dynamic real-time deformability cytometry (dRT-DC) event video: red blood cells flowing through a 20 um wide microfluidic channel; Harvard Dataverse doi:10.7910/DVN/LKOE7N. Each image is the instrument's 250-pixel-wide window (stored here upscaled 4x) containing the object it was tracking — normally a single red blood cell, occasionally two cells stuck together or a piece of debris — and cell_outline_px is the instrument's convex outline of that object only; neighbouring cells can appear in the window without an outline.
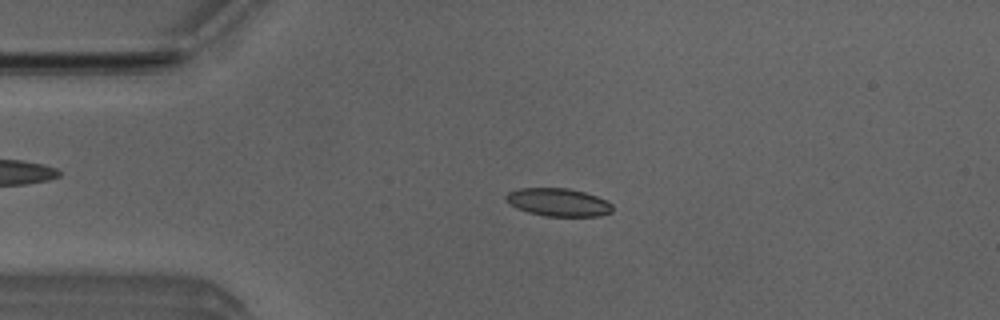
{"species": "Egyptian fruit bat (a non-hibernating species)", "species_latin": "Rousettus aegyptiacus", "temperature_condition": "room temperature", "stored_images_in_passage": 52, "camera_frame_rate_fps": 3000, "um_per_image_px": 0.085, "animal": {"sex": "male"}, "frame": {"image": 1, "passage_image": 11, "time_ms": 3.333, "image_size_px": [1000, 320], "cell_outline_px": [[612, 212], [600, 216], [544, 216], [528, 212], [516, 208], [504, 200], [504, 196], [508, 192], [520, 188], [568, 188], [584, 192], [608, 200], [612, 204]], "centroid_in_image_um": [47.44, 17.19], "position_along_channel_um": 37.6, "area_um2": 17.51}}
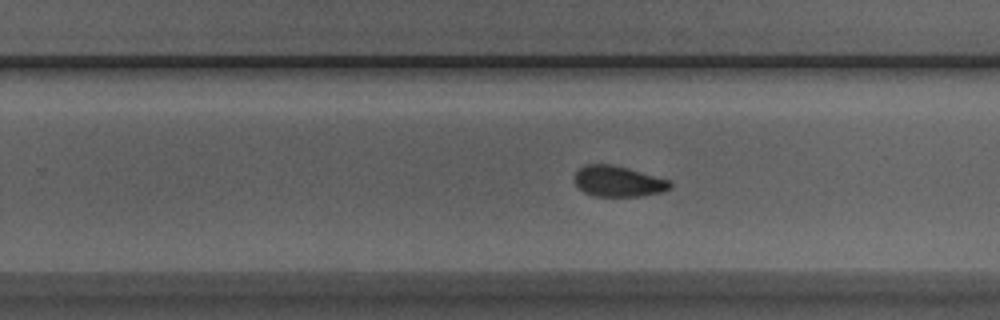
{"frame": {"image": 2, "passage_image": 32, "time_ms": 10.333, "image_size_px": [1000, 320], "cell_outline_px": [[672, 188], [664, 192], [640, 196], [592, 196], [584, 192], [572, 180], [572, 176], [584, 164], [612, 164], [628, 168], [668, 180], [672, 184]], "centroid_in_image_um": [52.51, 15.41], "position_along_channel_um": 277.3, "area_um2": 17.28}}
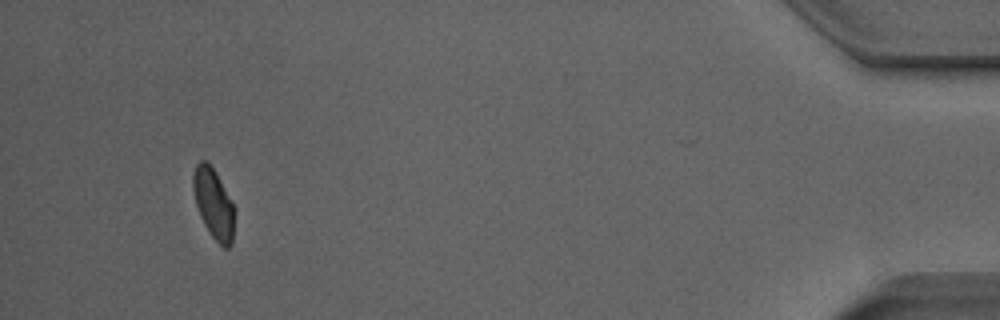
{"frame": {"image": 3, "passage_image": 49, "time_ms": 16.0, "image_size_px": [1000, 320], "cell_outline_px": [[232, 244], [228, 248], [224, 248], [212, 236], [204, 224], [200, 216], [196, 204], [192, 188], [192, 176], [196, 164], [200, 160], [204, 160], [216, 172], [232, 204]], "centroid_in_image_um": [18.1, 17.28], "position_along_channel_um": 417.1, "area_um2": 16.3}, "authors_computed_cell_mechanics": {"area_um2": 17.34, "velocity_mm_per_s": 3.8385, "shape_relaxation_time_tau1_ms": 4.0197, "shape_relaxation_time_tau2_ms": 2.087, "deformation_change_tau1": 0.1397, "deformation_change_tau2": 0.0722}}